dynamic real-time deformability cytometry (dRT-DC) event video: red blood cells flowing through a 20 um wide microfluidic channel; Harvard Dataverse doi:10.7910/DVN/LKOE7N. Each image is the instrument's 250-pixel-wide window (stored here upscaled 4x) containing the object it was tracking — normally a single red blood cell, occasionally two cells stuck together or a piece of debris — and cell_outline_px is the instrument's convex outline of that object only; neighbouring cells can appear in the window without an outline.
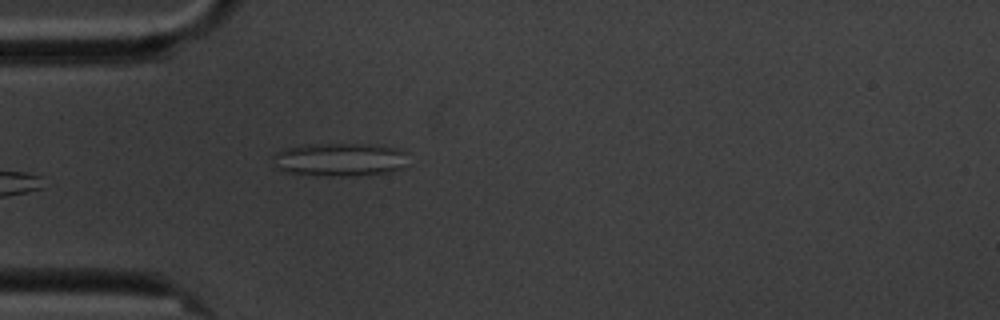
{"species": "common noctule bat (a hibernating species)", "species_latin": "Nyctalus noctula", "temperature_condition": "cold", "stored_images_in_passage": 1, "camera_frame_rate_fps": 3000, "um_per_image_px": 0.085, "animal": {"sex": "male", "body_mass_g": 20.1, "forearm_length_mm": 53.5}, "frame": {"image": 1, "passage_image": 1, "time_ms": 0.0, "image_size_px": [1000, 320], "cell_outline_px": [[408, 152], [404, 168], [392, 172], [352, 176], [332, 176], [288, 172], [276, 168], [272, 156], [276, 152], [284, 148], [308, 144], [368, 144], [400, 148]], "centroid_in_image_um": [28.93, 13.55], "position_along_channel_um": 56.1, "area_um2": 26.53}}